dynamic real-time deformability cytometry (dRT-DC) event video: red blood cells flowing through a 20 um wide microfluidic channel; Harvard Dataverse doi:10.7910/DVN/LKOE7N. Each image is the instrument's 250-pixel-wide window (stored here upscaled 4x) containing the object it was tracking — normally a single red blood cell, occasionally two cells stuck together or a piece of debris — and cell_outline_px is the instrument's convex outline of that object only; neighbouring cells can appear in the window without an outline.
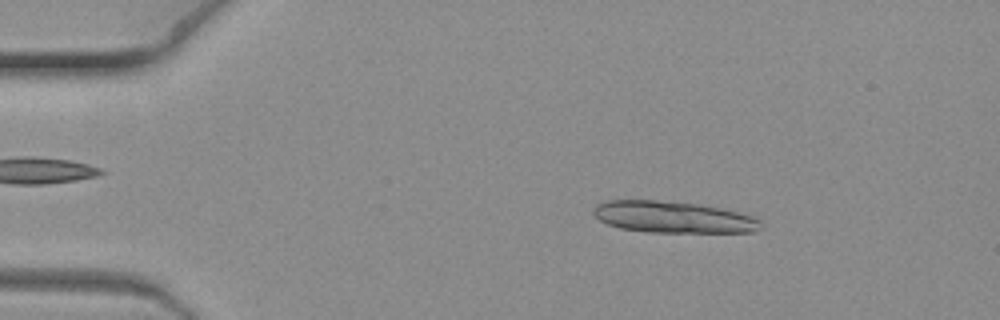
{"species": "common noctule bat (a hibernating species)", "species_latin": "Nyctalus noctula", "temperature_condition": "warm", "stored_images_in_passage": 9, "segment_of_instrument_passage": [1, 2], "camera_frame_rate_fps": 3000, "um_per_image_px": 0.085, "animal": {"sex": "female", "body_mass_g": 19.3, "forearm_length_mm": 54.1}, "frame": {"image": 1, "passage_image": 3, "time_ms": 0.667, "image_size_px": [1000, 320], "cell_outline_px": [[764, 228], [752, 232], [648, 232], [620, 228], [608, 224], [600, 220], [592, 212], [592, 208], [596, 204], [604, 200], [656, 200], [700, 204], [740, 212], [752, 216], [760, 220], [764, 224]], "centroid_in_image_um": [57.23, 18.45], "position_along_channel_um": 27.8, "area_um2": 31.04}}